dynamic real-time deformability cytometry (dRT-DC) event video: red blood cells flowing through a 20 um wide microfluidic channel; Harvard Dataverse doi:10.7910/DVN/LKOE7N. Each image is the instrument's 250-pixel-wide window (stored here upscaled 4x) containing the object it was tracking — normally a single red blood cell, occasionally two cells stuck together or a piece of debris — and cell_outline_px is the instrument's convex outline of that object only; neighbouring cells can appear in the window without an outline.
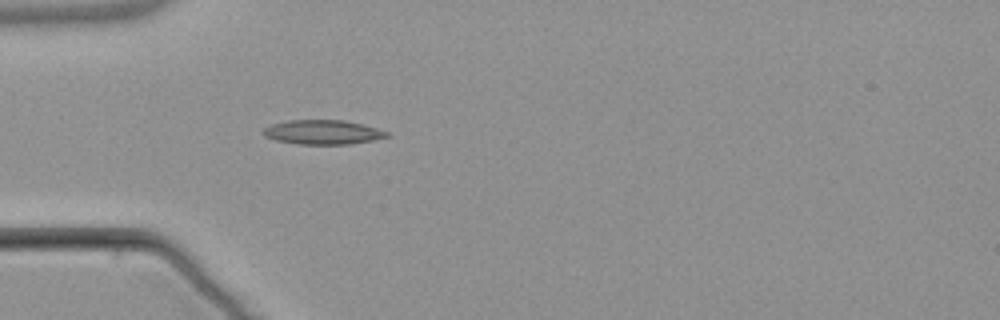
{"species": "common noctule bat (a hibernating species)", "species_latin": "Nyctalus noctula", "temperature_condition": "warm", "stored_images_in_passage": 5, "camera_frame_rate_fps": 3000, "um_per_image_px": 0.085, "animal": {"sex": "male", "body_mass_g": 21.5, "forearm_length_mm": 52.0}, "frame": {"image": 1, "passage_image": 5, "time_ms": 5.333, "image_size_px": [1000, 320], "cell_outline_px": [[392, 136], [352, 144], [300, 144], [276, 140], [264, 136], [264, 128], [272, 124], [288, 120], [344, 120], [376, 128], [388, 132]], "centroid_in_image_um": [27.46, 11.24], "position_along_channel_um": 57.5, "area_um2": 17.4}}